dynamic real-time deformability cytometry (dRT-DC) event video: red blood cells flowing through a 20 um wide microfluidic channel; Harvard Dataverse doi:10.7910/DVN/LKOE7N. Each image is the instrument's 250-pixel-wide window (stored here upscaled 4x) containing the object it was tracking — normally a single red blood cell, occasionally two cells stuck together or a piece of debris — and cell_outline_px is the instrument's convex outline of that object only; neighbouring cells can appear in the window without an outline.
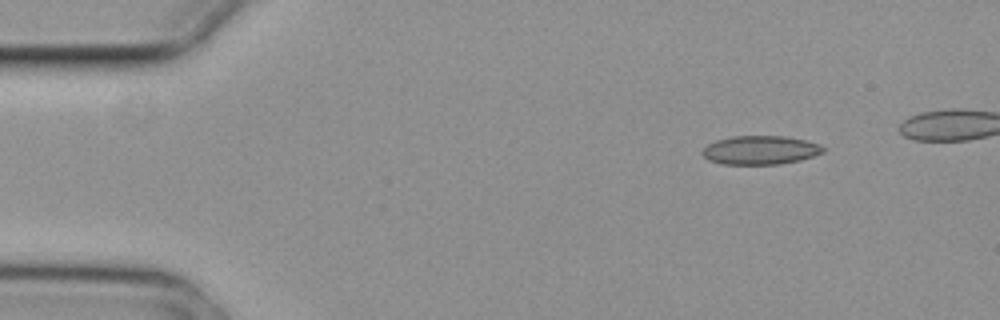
{"species": "common noctule bat (a hibernating species)", "species_latin": "Nyctalus noctula", "temperature_condition": "cold", "stored_images_in_passage": 5, "segment_of_instrument_passage": [1, 2], "camera_frame_rate_fps": 3000, "um_per_image_px": 0.085, "animal": {"sex": "female", "body_mass_g": 29.2, "forearm_length_mm": 56.3}, "frame": {"image": 1, "passage_image": 1, "time_ms": 0.0, "image_size_px": [1000, 320], "cell_outline_px": [[824, 152], [800, 160], [780, 164], [720, 164], [708, 160], [700, 152], [708, 144], [716, 140], [732, 136], [784, 136], [804, 140], [820, 144], [824, 148]], "centroid_in_image_um": [64.6, 12.76], "position_along_channel_um": 20.4, "area_um2": 20.23}}
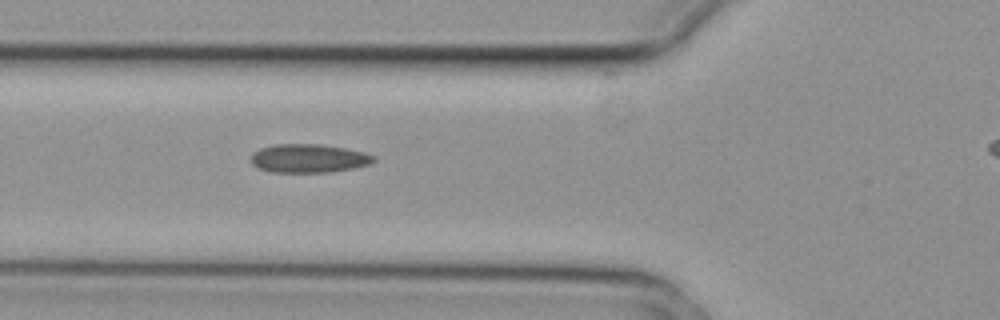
{"frame": {"image": 2, "passage_image": 4, "time_ms": 1.0, "image_size_px": [1000, 320], "cell_outline_px": [[376, 160], [372, 164], [352, 168], [328, 172], [272, 172], [260, 168], [252, 164], [252, 152], [260, 148], [276, 144], [320, 144], [344, 148], [364, 152], [376, 156]], "centroid_in_image_um": [26.26, 13.45], "position_along_channel_um": 99.5, "area_um2": 20.4}}